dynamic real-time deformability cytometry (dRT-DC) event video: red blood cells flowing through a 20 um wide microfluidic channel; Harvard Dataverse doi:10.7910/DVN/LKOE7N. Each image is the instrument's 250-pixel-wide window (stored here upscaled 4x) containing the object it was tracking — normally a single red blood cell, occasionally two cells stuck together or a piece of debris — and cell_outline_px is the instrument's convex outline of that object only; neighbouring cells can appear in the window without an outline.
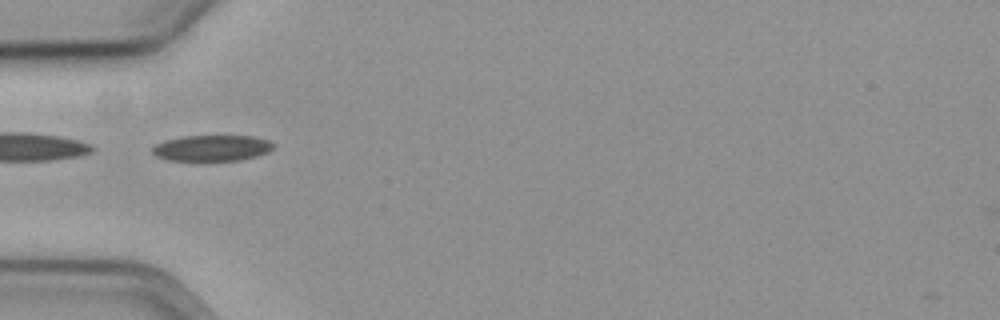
{"species": "common noctule bat (a hibernating species)", "species_latin": "Nyctalus noctula", "temperature_condition": "cold", "stored_images_in_passage": 55, "segment_of_instrument_passage": [2, 2], "camera_frame_rate_fps": 3000, "um_per_image_px": 0.085, "animal": {"sex": "female", "body_mass_g": 19.3, "forearm_length_mm": 54.1}, "frame": {"image": 1, "passage_image": 16, "time_ms": 5.0, "image_size_px": [1000, 320], "cell_outline_px": [[276, 144], [268, 152], [256, 156], [240, 160], [168, 160], [156, 156], [152, 152], [152, 148], [156, 144], [164, 140], [184, 136], [252, 136], [268, 140]], "centroid_in_image_um": [18.02, 12.58], "position_along_channel_um": 67.0, "area_um2": 18.21}}
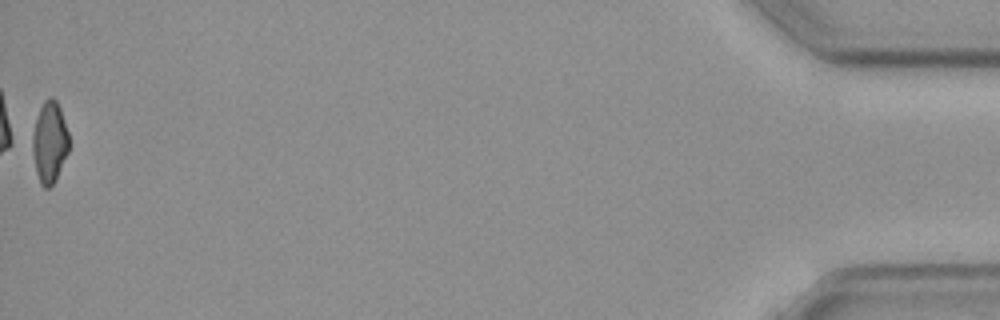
{"frame": {"image": 2, "passage_image": 55, "time_ms": 18.0, "image_size_px": [1000, 320], "cell_outline_px": [[68, 152], [52, 184], [48, 188], [44, 188], [40, 184], [24, 144], [24, 140], [44, 100], [48, 96], [52, 96], [56, 100], [60, 108], [68, 132]], "centroid_in_image_um": [4.04, 12.06], "position_along_channel_um": 431.2, "area_um2": 18.84}}